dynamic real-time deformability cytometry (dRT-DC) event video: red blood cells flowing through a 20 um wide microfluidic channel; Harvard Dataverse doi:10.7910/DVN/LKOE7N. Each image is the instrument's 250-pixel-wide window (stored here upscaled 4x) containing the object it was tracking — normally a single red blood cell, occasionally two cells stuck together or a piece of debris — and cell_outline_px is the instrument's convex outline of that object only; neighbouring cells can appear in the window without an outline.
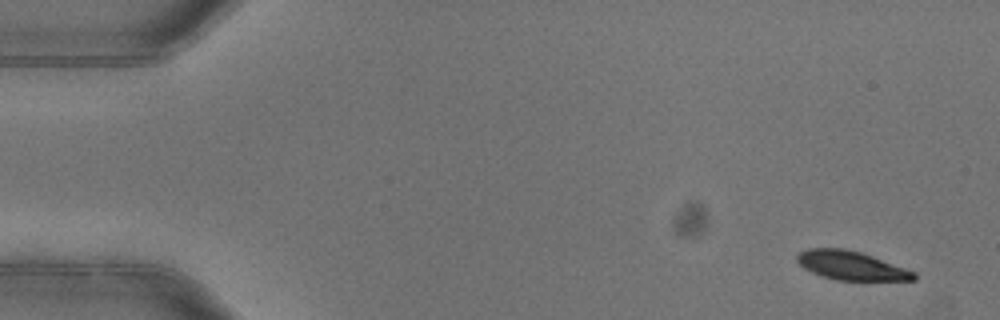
{"species": "common noctule bat (a hibernating species)", "species_latin": "Nyctalus noctula", "temperature_condition": "warm", "stored_images_in_passage": 4, "camera_frame_rate_fps": 3000, "um_per_image_px": 0.085, "animal": {"sex": "female"}, "frame": {"image": 1, "passage_image": 1, "time_ms": 0.0, "image_size_px": [1000, 320], "cell_outline_px": [[916, 280], [836, 280], [820, 276], [804, 268], [796, 260], [796, 256], [800, 252], [808, 248], [844, 248], [860, 252], [872, 256], [916, 272]], "centroid_in_image_um": [72.33, 22.57], "position_along_channel_um": 12.7, "area_um2": 19.54}}